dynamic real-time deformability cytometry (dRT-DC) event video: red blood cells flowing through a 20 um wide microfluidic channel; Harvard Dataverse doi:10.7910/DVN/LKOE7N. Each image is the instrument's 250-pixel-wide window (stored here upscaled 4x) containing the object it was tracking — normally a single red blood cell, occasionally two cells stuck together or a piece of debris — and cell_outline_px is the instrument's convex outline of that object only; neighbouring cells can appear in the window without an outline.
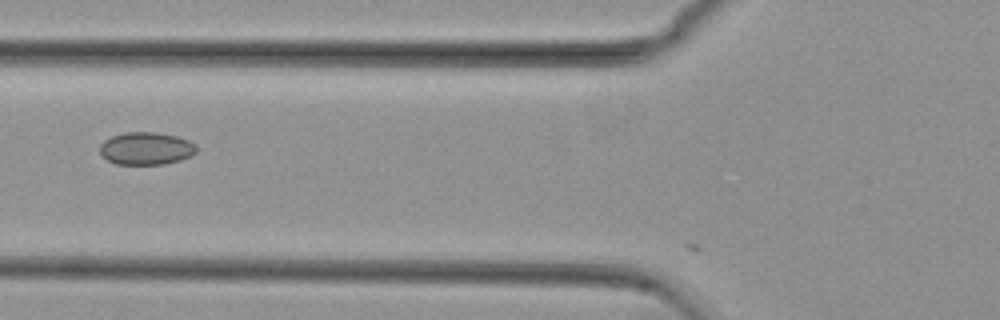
{"species": "common noctule bat (a hibernating species)", "species_latin": "Nyctalus noctula", "temperature_condition": "cold", "stored_images_in_passage": 34, "camera_frame_rate_fps": 3000, "um_per_image_px": 0.085, "animal": {"sex": "female", "body_mass_g": 29.2, "forearm_length_mm": 56.3}, "frame": {"image": 1, "passage_image": 2, "time_ms": 0.333, "image_size_px": [1000, 320], "cell_outline_px": [[196, 152], [192, 156], [180, 160], [164, 164], [116, 164], [108, 160], [100, 152], [100, 144], [104, 140], [112, 136], [124, 132], [152, 132], [176, 136], [188, 140], [196, 144]], "centroid_in_image_um": [12.43, 12.62], "position_along_channel_um": 113.4, "area_um2": 18.32}}
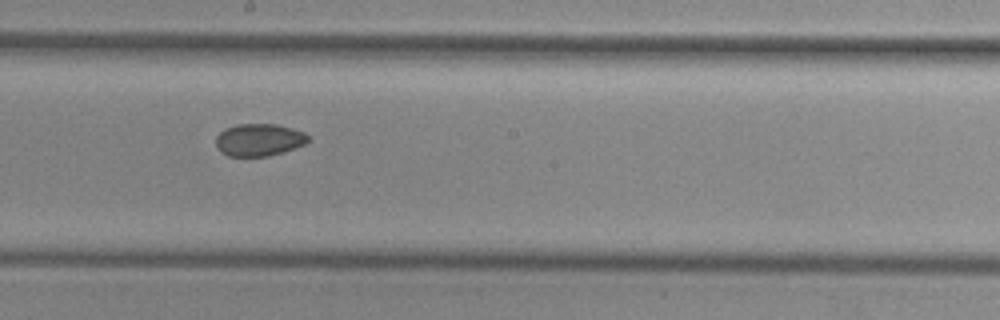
{"frame": {"image": 2, "passage_image": 11, "time_ms": 3.333, "image_size_px": [1000, 320], "cell_outline_px": [[308, 140], [304, 144], [284, 152], [268, 156], [228, 156], [220, 152], [216, 144], [216, 136], [224, 128], [236, 124], [276, 124], [292, 128], [304, 132], [308, 136]], "centroid_in_image_um": [21.99, 11.88], "position_along_channel_um": 226.2, "area_um2": 17.46}}
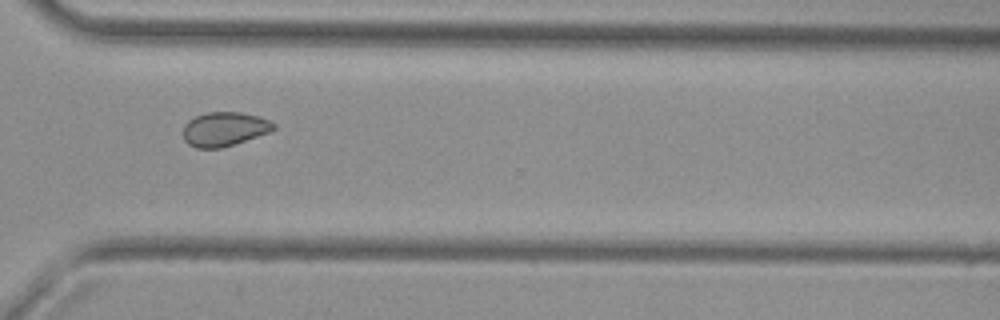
{"frame": {"image": 3, "passage_image": 21, "time_ms": 6.667, "image_size_px": [1000, 320], "cell_outline_px": [[276, 128], [268, 132], [220, 148], [196, 148], [188, 144], [184, 140], [184, 124], [188, 120], [204, 112], [240, 112], [256, 116], [268, 120], [276, 124]], "centroid_in_image_um": [19.03, 10.96], "position_along_channel_um": 351.6, "area_um2": 17.74}}